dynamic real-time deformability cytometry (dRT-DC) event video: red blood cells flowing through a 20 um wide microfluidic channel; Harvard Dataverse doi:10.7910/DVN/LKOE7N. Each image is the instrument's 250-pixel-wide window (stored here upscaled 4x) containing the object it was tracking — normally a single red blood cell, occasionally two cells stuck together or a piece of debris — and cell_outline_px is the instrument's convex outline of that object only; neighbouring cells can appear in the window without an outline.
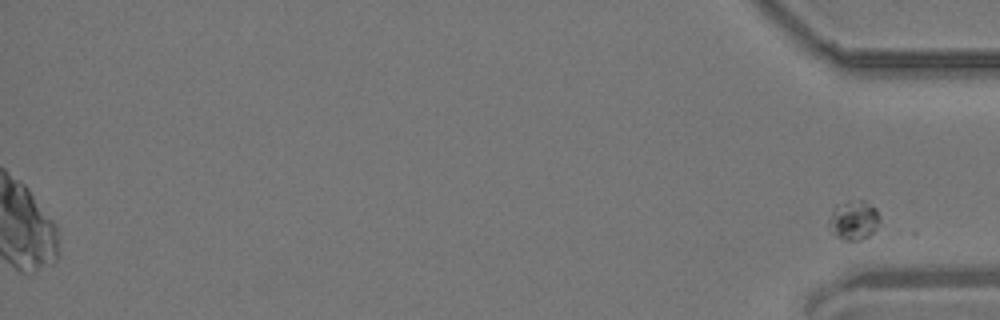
{"species": "common noctule bat (a hibernating species)", "species_latin": "Nyctalus noctula", "temperature_condition": "room temperature", "stored_images_in_passage": 56, "camera_frame_rate_fps": 3000, "um_per_image_px": 0.085, "animal": {"sex": "male", "body_mass_g": 19.2, "forearm_length_mm": 51.8}, "frame": {"image": 1, "passage_image": 56, "time_ms": 18.333, "image_size_px": [1000, 320], "cell_outline_px": [[880, 220], [876, 228], [868, 236], [860, 240], [844, 240], [828, 232], [828, 220], [832, 208], [836, 204], [848, 200], [864, 200], [876, 208], [880, 216]], "centroid_in_image_um": [72.52, 18.69], "position_along_channel_um": 362.7, "area_um2": 12.08}}